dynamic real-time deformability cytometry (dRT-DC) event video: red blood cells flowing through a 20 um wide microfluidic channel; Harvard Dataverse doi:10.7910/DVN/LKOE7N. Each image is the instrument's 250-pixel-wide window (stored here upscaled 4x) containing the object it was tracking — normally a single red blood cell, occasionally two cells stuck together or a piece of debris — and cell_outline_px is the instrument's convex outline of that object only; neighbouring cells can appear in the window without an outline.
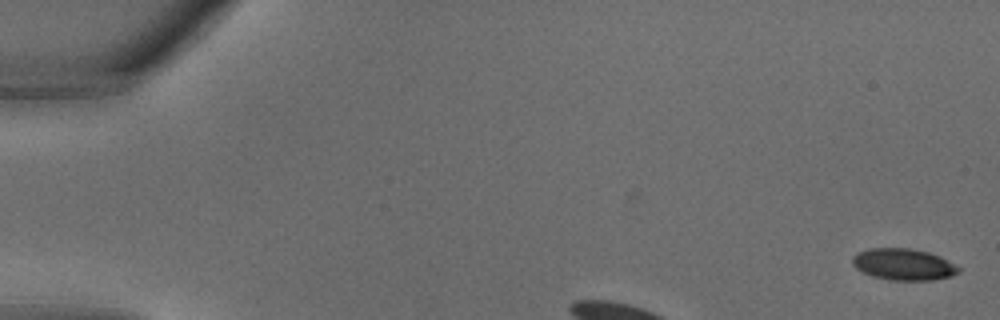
{"species": "common noctule bat (a hibernating species)", "species_latin": "Nyctalus noctula", "temperature_condition": "warm", "stored_images_in_passage": 6, "camera_frame_rate_fps": 3000, "um_per_image_px": 0.085, "animal": {"sex": "male", "body_mass_g": 18.8}, "frame": {"image": 1, "passage_image": 1, "time_ms": 0.0, "image_size_px": [1000, 320], "cell_outline_px": [[960, 272], [952, 276], [932, 280], [892, 280], [872, 276], [856, 268], [852, 264], [852, 256], [856, 252], [868, 248], [912, 248], [928, 252], [940, 256], [960, 268]], "centroid_in_image_um": [76.78, 22.46], "position_along_channel_um": 8.2, "area_um2": 19.59}}